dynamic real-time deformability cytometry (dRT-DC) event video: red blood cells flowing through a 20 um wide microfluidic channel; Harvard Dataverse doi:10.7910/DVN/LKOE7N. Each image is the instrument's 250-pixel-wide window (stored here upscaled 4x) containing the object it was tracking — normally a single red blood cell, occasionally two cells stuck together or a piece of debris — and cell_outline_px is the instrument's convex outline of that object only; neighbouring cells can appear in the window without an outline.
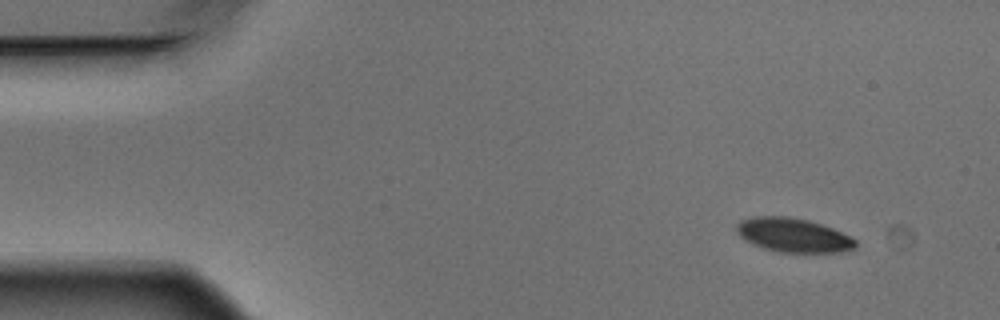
{"species": "Egyptian fruit bat (a non-hibernating species)", "species_latin": "Rousettus aegyptiacus", "temperature_condition": "warm", "stored_images_in_passage": 4, "camera_frame_rate_fps": 3000, "um_per_image_px": 0.085, "animal": {"sex": "male"}, "frame": {"image": 1, "passage_image": 1, "time_ms": 0.0, "image_size_px": [1000, 320], "cell_outline_px": [[856, 248], [840, 252], [776, 252], [752, 244], [744, 240], [736, 232], [736, 224], [740, 220], [756, 216], [784, 216], [808, 220], [832, 228], [856, 240]], "centroid_in_image_um": [67.38, 19.99], "position_along_channel_um": 17.6, "area_um2": 23.52}}
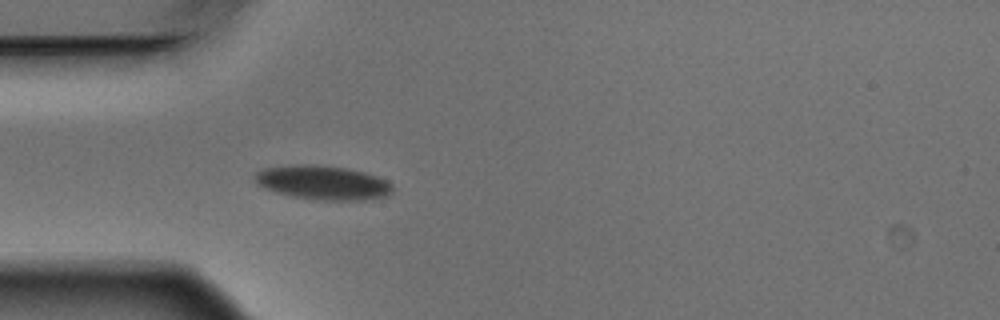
{"frame": {"image": 2, "passage_image": 4, "time_ms": 1.0, "image_size_px": [1000, 320], "cell_outline_px": [[392, 192], [388, 196], [360, 200], [324, 200], [296, 196], [276, 192], [264, 188], [256, 184], [252, 176], [256, 172], [264, 168], [292, 164], [316, 164], [344, 168], [364, 172], [388, 180], [392, 184]], "centroid_in_image_um": [27.42, 15.5], "position_along_channel_um": 57.6, "area_um2": 27.4}}